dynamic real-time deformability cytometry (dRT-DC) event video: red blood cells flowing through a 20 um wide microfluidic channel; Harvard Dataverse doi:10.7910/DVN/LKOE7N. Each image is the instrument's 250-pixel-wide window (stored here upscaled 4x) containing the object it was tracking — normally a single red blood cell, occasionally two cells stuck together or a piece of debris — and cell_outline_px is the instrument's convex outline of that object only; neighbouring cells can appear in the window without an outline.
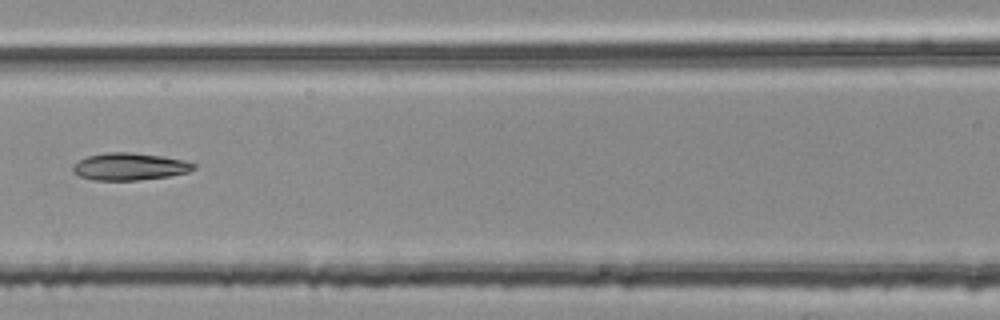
{"species": "common noctule bat (a hibernating species)", "species_latin": "Nyctalus noctula", "temperature_condition": "room temperature", "stored_images_in_passage": 6, "camera_frame_rate_fps": 3000, "um_per_image_px": 0.085, "animal": {"sex": "female", "body_mass_g": 25.1}, "frame": {"image": 1, "passage_image": 6, "time_ms": 1.667, "image_size_px": [1000, 320], "cell_outline_px": [[196, 168], [188, 172], [168, 176], [136, 180], [96, 180], [80, 176], [72, 172], [72, 164], [88, 156], [104, 152], [132, 152], [160, 156], [180, 160], [196, 164]], "centroid_in_image_um": [10.97, 14.15], "position_along_channel_um": 155.6, "area_um2": 19.02}}